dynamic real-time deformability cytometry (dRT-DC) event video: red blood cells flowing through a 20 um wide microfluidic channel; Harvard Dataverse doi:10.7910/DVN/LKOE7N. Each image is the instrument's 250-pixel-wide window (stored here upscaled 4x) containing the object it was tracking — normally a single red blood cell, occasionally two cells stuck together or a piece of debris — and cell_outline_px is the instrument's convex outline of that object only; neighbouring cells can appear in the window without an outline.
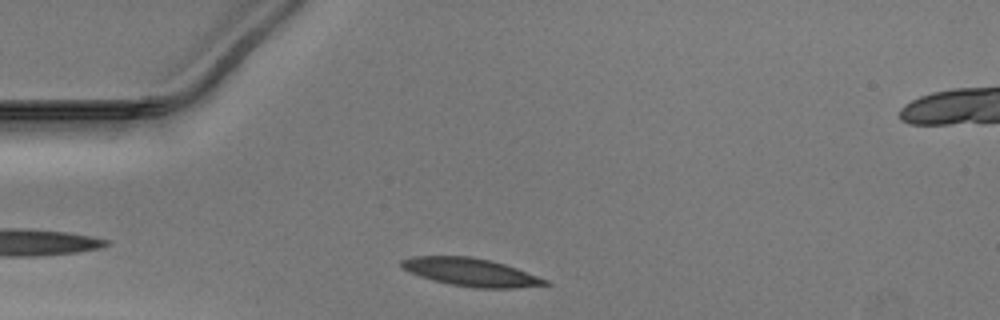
{"species": "Egyptian fruit bat (a non-hibernating species)", "species_latin": "Rousettus aegyptiacus", "temperature_condition": "warm", "stored_images_in_passage": 29, "camera_frame_rate_fps": 3000, "um_per_image_px": 0.085, "animal": {"sex": "male"}, "frame": {"image": 1, "passage_image": 2, "time_ms": 0.333, "image_size_px": [1000, 320], "cell_outline_px": [[552, 284], [512, 288], [476, 288], [452, 284], [432, 280], [408, 272], [400, 268], [400, 260], [412, 256], [468, 256], [488, 260], [504, 264], [516, 268], [548, 280]], "centroid_in_image_um": [39.97, 23.13], "position_along_channel_um": 45.0, "area_um2": 23.29}}
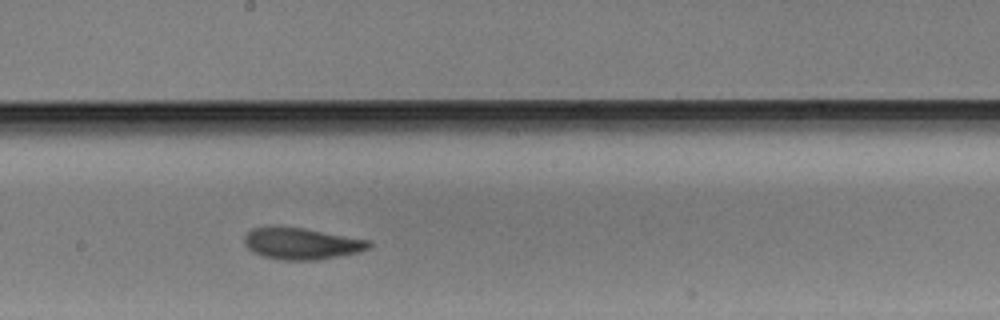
{"frame": {"image": 2, "passage_image": 17, "time_ms": 5.333, "image_size_px": [1000, 320], "cell_outline_px": [[372, 244], [368, 248], [360, 252], [316, 260], [280, 260], [264, 256], [252, 252], [244, 244], [244, 236], [252, 228], [304, 228], [372, 240]], "centroid_in_image_um": [25.67, 20.72], "position_along_channel_um": 222.5, "area_um2": 22.72}}
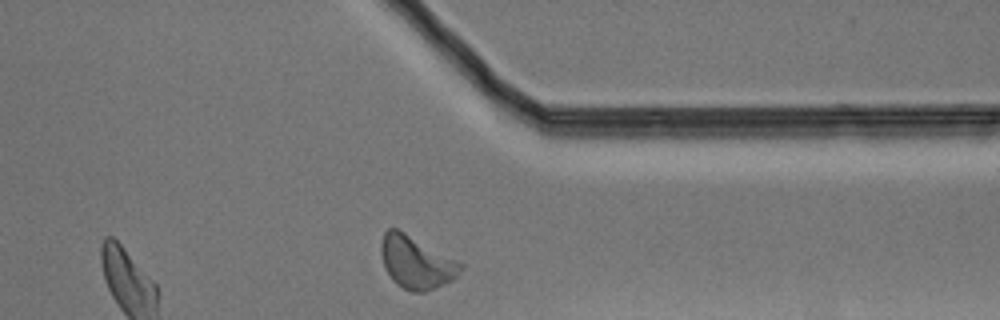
{"frame": {"image": 3, "passage_image": 29, "time_ms": 9.333, "image_size_px": [1000, 320], "cell_outline_px": [[464, 268], [452, 280], [436, 288], [424, 292], [412, 292], [396, 284], [392, 280], [384, 268], [380, 252], [380, 244], [384, 232], [388, 228], [396, 228], [404, 232], [464, 264]], "centroid_in_image_um": [35.36, 22.31], "position_along_channel_um": 376.0, "area_um2": 24.33}}